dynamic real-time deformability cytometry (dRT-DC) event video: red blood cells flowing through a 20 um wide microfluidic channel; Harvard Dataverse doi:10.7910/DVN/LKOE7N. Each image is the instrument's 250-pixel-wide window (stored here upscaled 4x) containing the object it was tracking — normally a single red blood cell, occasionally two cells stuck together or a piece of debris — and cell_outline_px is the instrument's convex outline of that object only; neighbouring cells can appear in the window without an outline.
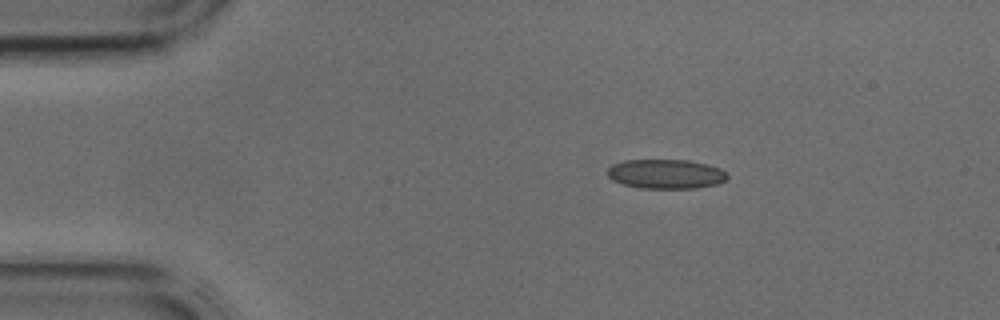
{"species": "common noctule bat (a hibernating species)", "species_latin": "Nyctalus noctula", "temperature_condition": "cold", "stored_images_in_passage": 36, "camera_frame_rate_fps": 3000, "um_per_image_px": 0.085, "animal": {"sex": "male", "body_mass_g": 17.9, "forearm_length_mm": 54.2}, "frame": {"image": 1, "passage_image": 1, "time_ms": 0.0, "image_size_px": [1000, 320], "cell_outline_px": [[728, 180], [720, 184], [696, 188], [640, 188], [624, 184], [612, 180], [608, 176], [608, 168], [612, 164], [624, 160], [688, 160], [708, 164], [720, 168], [728, 176]], "centroid_in_image_um": [56.63, 14.79], "position_along_channel_um": 28.4, "area_um2": 20.69}}
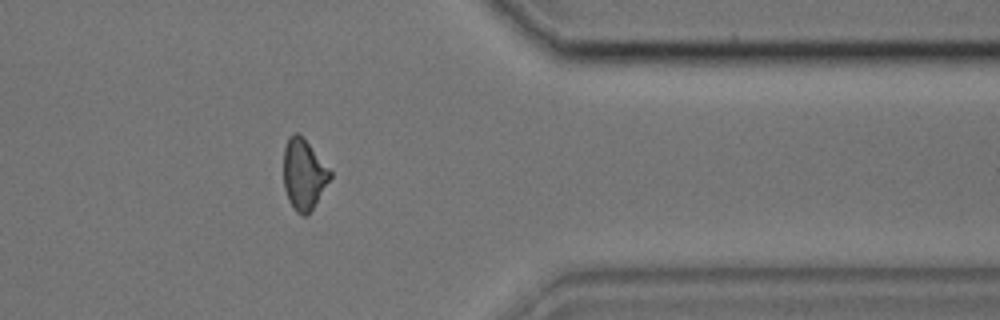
{"frame": {"image": 2, "passage_image": 28, "time_ms": 9.0, "image_size_px": [1000, 320], "cell_outline_px": [[332, 176], [312, 208], [304, 216], [296, 212], [292, 208], [288, 200], [284, 188], [284, 148], [288, 136], [292, 132], [296, 132], [308, 144], [332, 172]], "centroid_in_image_um": [25.79, 14.82], "position_along_channel_um": 385.6, "area_um2": 18.79}}
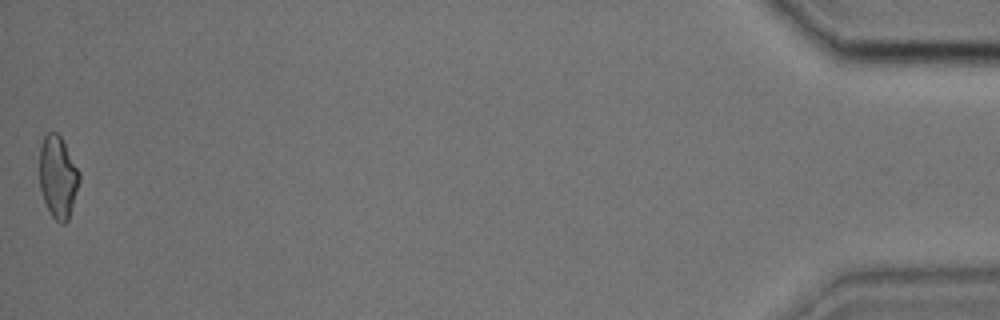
{"frame": {"image": 3, "passage_image": 36, "time_ms": 11.667, "image_size_px": [1000, 320], "cell_outline_px": [[80, 180], [68, 220], [64, 224], [60, 224], [52, 216], [44, 200], [40, 188], [40, 144], [44, 136], [48, 132], [56, 132], [60, 136], [80, 172]], "centroid_in_image_um": [4.92, 15.04], "position_along_channel_um": 430.3, "area_um2": 18.9}}